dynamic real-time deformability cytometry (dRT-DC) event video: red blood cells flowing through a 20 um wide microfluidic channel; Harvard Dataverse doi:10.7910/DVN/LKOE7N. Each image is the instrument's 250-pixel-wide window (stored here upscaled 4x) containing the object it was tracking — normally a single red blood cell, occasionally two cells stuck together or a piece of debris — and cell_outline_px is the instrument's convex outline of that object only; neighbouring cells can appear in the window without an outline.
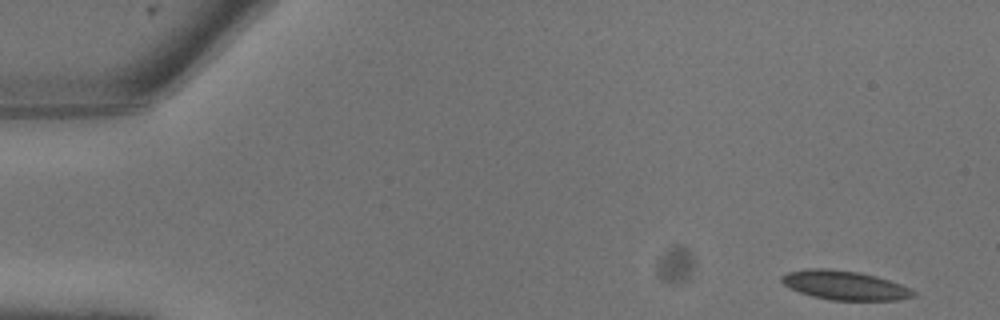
{"species": "common noctule bat (a hibernating species)", "species_latin": "Nyctalus noctula", "temperature_condition": "warm", "stored_images_in_passage": 6, "camera_frame_rate_fps": 3000, "um_per_image_px": 0.085, "animal": {"sex": "male", "body_mass_g": 13.3}, "frame": {"image": 1, "passage_image": 1, "time_ms": 0.0, "image_size_px": [1000, 320], "cell_outline_px": [[916, 296], [896, 300], [832, 300], [812, 296], [800, 292], [784, 284], [780, 280], [780, 276], [788, 272], [804, 268], [828, 268], [860, 272], [876, 276], [900, 284], [916, 292]], "centroid_in_image_um": [71.78, 24.24], "position_along_channel_um": 13.2, "area_um2": 22.31}}
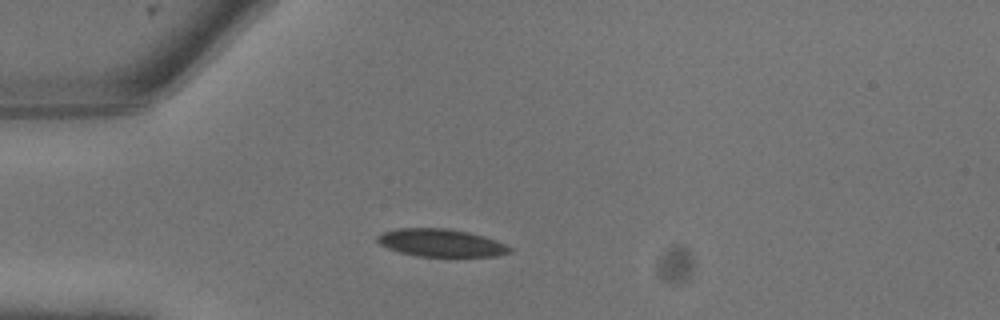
{"frame": {"image": 2, "passage_image": 6, "time_ms": 1.667, "image_size_px": [1000, 320], "cell_outline_px": [[512, 252], [496, 256], [416, 256], [400, 252], [388, 248], [380, 244], [376, 240], [376, 236], [380, 232], [396, 228], [448, 228], [468, 232], [496, 240], [512, 248]], "centroid_in_image_um": [37.44, 20.63], "position_along_channel_um": 47.6, "area_um2": 21.39}}